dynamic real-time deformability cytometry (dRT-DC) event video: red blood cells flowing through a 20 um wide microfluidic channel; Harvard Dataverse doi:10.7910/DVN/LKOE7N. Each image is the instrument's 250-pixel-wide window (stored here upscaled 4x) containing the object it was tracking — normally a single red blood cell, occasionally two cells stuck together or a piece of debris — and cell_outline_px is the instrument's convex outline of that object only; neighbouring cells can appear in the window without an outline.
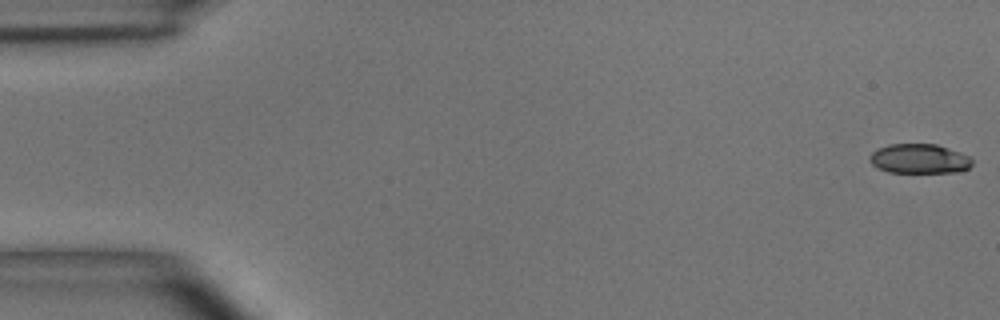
{"species": "common noctule bat (a hibernating species)", "species_latin": "Nyctalus noctula", "temperature_condition": "room temperature", "stored_images_in_passage": 4, "camera_frame_rate_fps": 3000, "um_per_image_px": 0.085, "animal": {"sex": "male", "body_mass_g": 15.6}, "frame": {"image": 1, "passage_image": 1, "time_ms": 0.0, "image_size_px": [1000, 320], "cell_outline_px": [[972, 164], [968, 168], [956, 172], [888, 172], [872, 164], [868, 160], [868, 156], [876, 148], [888, 144], [936, 144], [960, 152], [968, 156], [972, 160]], "centroid_in_image_um": [78.1, 13.48], "position_along_channel_um": 6.9, "area_um2": 17.63}}
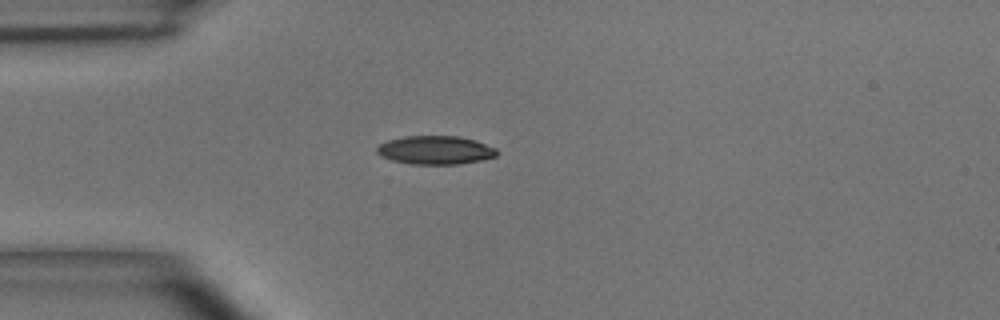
{"frame": {"image": 2, "passage_image": 4, "time_ms": 4.333, "image_size_px": [1000, 320], "cell_outline_px": [[496, 156], [480, 160], [460, 164], [412, 164], [392, 160], [380, 156], [376, 152], [376, 148], [380, 144], [388, 140], [404, 136], [460, 136], [476, 140], [496, 148]], "centroid_in_image_um": [36.99, 12.75], "position_along_channel_um": 48.0, "area_um2": 19.94}}